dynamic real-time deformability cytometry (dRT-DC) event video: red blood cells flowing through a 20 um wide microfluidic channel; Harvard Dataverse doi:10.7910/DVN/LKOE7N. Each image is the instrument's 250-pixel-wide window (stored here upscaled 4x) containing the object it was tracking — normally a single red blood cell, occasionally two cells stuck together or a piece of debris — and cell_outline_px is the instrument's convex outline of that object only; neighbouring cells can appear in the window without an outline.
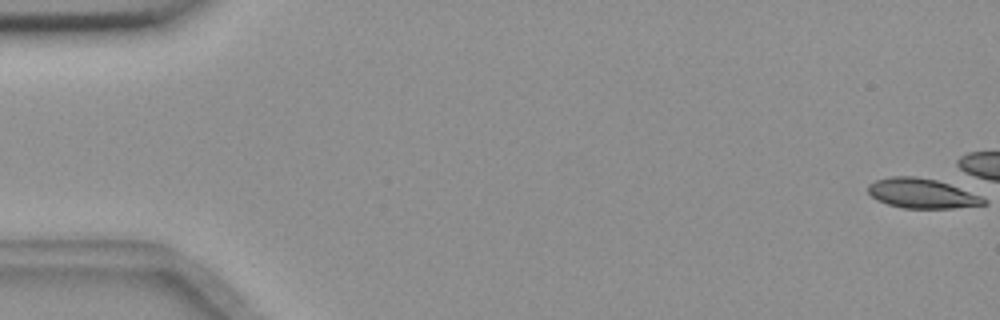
{"species": "common noctule bat (a hibernating species)", "species_latin": "Nyctalus noctula", "temperature_condition": "room temperature", "stored_images_in_passage": 11, "camera_frame_rate_fps": 3000, "um_per_image_px": 0.085, "animal": {"sex": "female", "body_mass_g": 18.4}, "frame": {"image": 1, "passage_image": 1, "time_ms": 0.0, "image_size_px": [1000, 320], "cell_outline_px": [[984, 204], [948, 208], [908, 208], [888, 204], [872, 196], [868, 192], [868, 188], [872, 184], [880, 180], [932, 180], [948, 184], [976, 196], [984, 200]], "centroid_in_image_um": [78.37, 16.52], "position_along_channel_um": 6.6, "area_um2": 17.74}}